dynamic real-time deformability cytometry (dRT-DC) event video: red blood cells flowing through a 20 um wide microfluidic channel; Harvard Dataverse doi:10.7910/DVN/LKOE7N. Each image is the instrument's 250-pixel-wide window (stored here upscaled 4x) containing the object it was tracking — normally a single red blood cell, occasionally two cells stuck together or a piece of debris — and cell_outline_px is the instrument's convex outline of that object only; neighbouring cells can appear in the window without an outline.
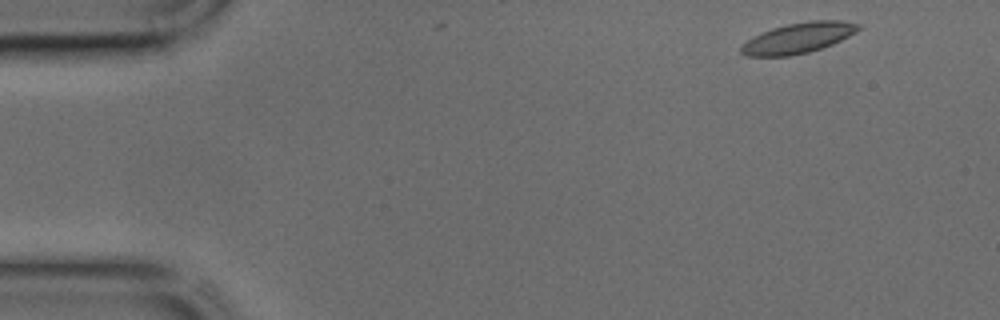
{"species": "common noctule bat (a hibernating species)", "species_latin": "Nyctalus noctula", "temperature_condition": "cold", "stored_images_in_passage": 4, "camera_frame_rate_fps": 3000, "um_per_image_px": 0.085, "animal": {"sex": "male", "body_mass_g": 17.9, "forearm_length_mm": 54.2}, "frame": {"image": 1, "passage_image": 2, "time_ms": 0.333, "image_size_px": [1000, 320], "cell_outline_px": [[860, 28], [856, 32], [832, 44], [808, 52], [788, 56], [744, 56], [740, 52], [740, 48], [748, 40], [772, 28], [788, 24], [808, 20], [844, 20], [860, 24]], "centroid_in_image_um": [67.88, 3.22], "position_along_channel_um": 17.1, "area_um2": 20.58}}